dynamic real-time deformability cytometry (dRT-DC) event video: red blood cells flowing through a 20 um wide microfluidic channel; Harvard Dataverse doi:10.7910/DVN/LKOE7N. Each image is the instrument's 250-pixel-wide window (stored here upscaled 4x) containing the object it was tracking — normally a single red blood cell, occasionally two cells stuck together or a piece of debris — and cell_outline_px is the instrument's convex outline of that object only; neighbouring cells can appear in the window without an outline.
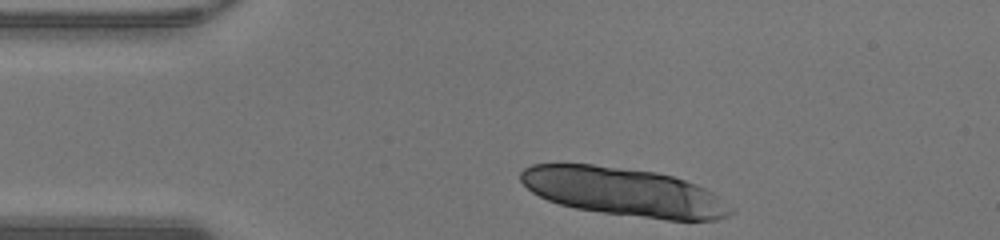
{"species": "human", "species_latin": "Homo sapiens", "temperature_condition": "warm", "stored_images_in_passage": 15, "segment_of_instrument_passage": [1, 2], "camera_frame_rate_fps": 3000, "um_per_image_px": 0.085, "donor": {"sex": "male"}, "frame": {"image": 1, "passage_image": 1, "time_ms": 0.0, "image_size_px": [1000, 240], "cell_outline_px": [[736, 212], [728, 216], [716, 220], [668, 220], [604, 212], [576, 208], [560, 204], [548, 200], [532, 192], [520, 180], [520, 172], [524, 168], [532, 164], [592, 164], [656, 172], [672, 176], [696, 184], [720, 196], [736, 208]], "centroid_in_image_um": [53.1, 16.31], "position_along_channel_um": 31.9, "area_um2": 59.13}}